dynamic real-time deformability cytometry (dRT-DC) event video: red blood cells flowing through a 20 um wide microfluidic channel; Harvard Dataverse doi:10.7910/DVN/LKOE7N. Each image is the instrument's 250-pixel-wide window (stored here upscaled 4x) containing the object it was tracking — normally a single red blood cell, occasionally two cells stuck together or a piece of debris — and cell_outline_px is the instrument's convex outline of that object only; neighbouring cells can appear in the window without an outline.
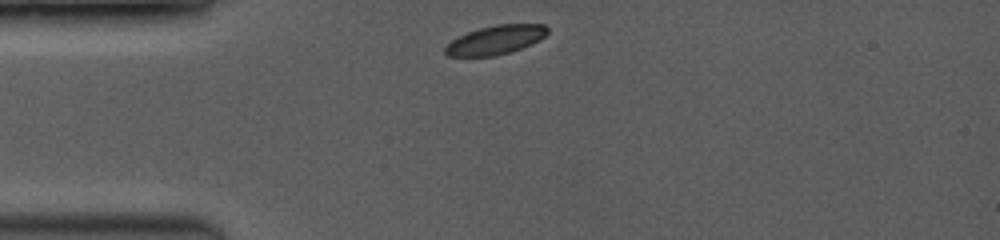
{"species": "common noctule bat (a hibernating species)", "species_latin": "Nyctalus noctula", "temperature_condition": "room temperature", "stored_images_in_passage": 37, "camera_frame_rate_fps": 3500, "um_per_image_px": 0.085, "animal": {"sex": "female", "body_mass_g": 19.0, "forearm_length_mm": 53.3}, "frame": {"image": 1, "passage_image": 1, "time_ms": 0.0, "image_size_px": [1000, 240], "cell_outline_px": [[548, 32], [544, 36], [520, 48], [508, 52], [492, 56], [448, 56], [444, 52], [444, 48], [452, 40], [468, 32], [480, 28], [496, 24], [544, 24], [548, 28]], "centroid_in_image_um": [42.09, 3.38], "position_along_channel_um": 42.9, "area_um2": 16.82}}
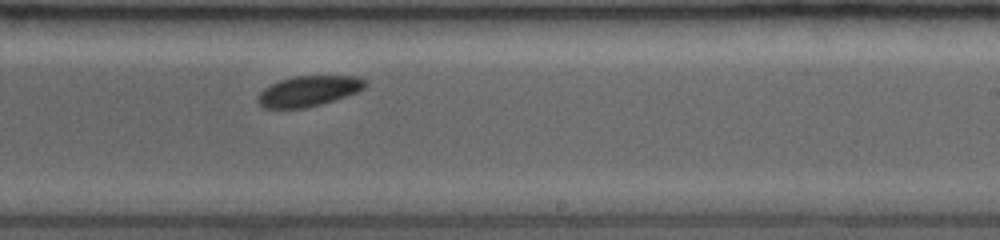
{"frame": {"image": 2, "passage_image": 22, "time_ms": 6.0, "image_size_px": [1000, 240], "cell_outline_px": [[368, 84], [364, 88], [356, 92], [320, 104], [304, 108], [264, 108], [256, 100], [260, 92], [264, 88], [280, 80], [292, 76], [360, 76]], "centroid_in_image_um": [26.22, 7.73], "position_along_channel_um": 262.8, "area_um2": 18.84}}
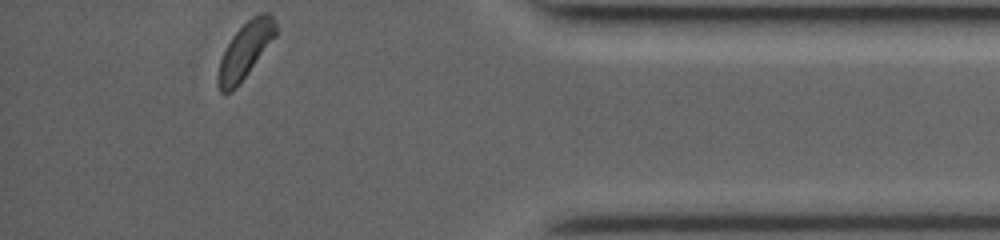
{"frame": {"image": 3, "passage_image": 37, "time_ms": 10.286, "image_size_px": [1000, 240], "cell_outline_px": [[276, 36], [236, 88], [232, 92], [220, 92], [216, 84], [216, 76], [220, 60], [232, 36], [252, 16], [260, 12], [268, 12], [272, 16], [276, 24]], "centroid_in_image_um": [20.82, 4.3], "position_along_channel_um": 414.4, "area_um2": 18.67}, "authors_computed_cell_mechanics": {"area_um2": 18.9584, "velocity_mm_per_s": 4.04, "shape_relaxation_time_tau1_ms": null, "shape_relaxation_time_tau2_ms": 9.0572, "deformation_change_tau1": null, "deformation_change_tau2": 0.0928}}